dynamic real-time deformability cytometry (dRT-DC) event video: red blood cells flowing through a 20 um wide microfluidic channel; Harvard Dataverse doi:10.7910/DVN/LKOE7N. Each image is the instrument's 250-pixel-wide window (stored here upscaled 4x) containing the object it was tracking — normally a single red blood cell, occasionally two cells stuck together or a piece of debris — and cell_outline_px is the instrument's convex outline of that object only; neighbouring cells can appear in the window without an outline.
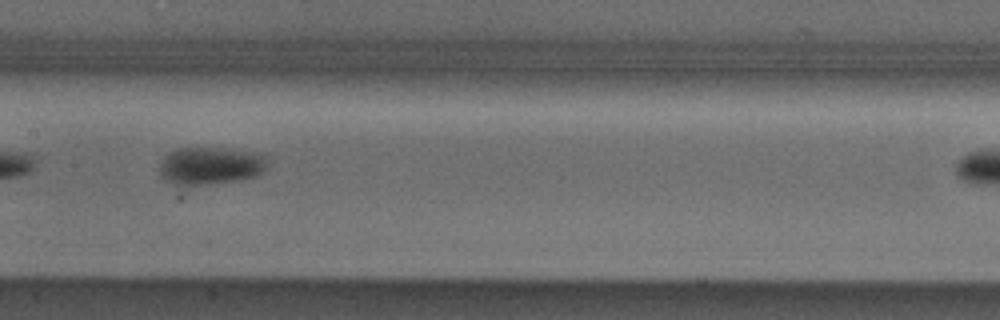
{"species": "Egyptian fruit bat (a non-hibernating species)", "species_latin": "Rousettus aegyptiacus", "temperature_condition": "cold", "stored_images_in_passage": 19, "camera_frame_rate_fps": 3000, "um_per_image_px": 0.085, "animal": {"sex": "male"}, "frame": {"image": 1, "passage_image": 11, "time_ms": 3.333, "image_size_px": [1000, 320], "cell_outline_px": [[268, 156], [264, 168], [256, 176], [236, 180], [184, 188], [180, 188], [164, 180], [160, 176], [160, 164], [176, 148], [232, 148]], "centroid_in_image_um": [17.84, 14.12], "position_along_channel_um": 189.6, "area_um2": 23.87}}